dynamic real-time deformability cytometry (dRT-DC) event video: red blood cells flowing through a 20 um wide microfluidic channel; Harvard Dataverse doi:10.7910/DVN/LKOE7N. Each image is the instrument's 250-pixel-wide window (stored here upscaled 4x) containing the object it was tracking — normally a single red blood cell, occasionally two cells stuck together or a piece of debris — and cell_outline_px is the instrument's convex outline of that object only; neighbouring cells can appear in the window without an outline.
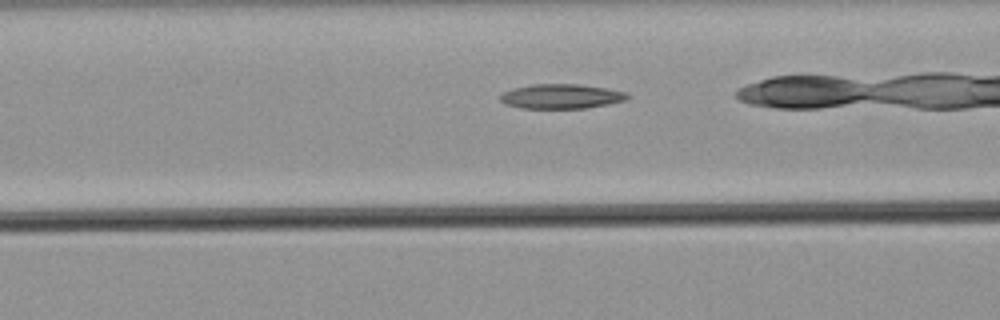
{"species": "common noctule bat (a hibernating species)", "species_latin": "Nyctalus noctula", "temperature_condition": "warm", "stored_images_in_passage": 29, "camera_frame_rate_fps": 3000, "um_per_image_px": 0.085, "animal": {"sex": "male", "body_mass_g": 21.5, "forearm_length_mm": 52.0}, "frame": {"image": 1, "passage_image": 10, "time_ms": 3.0, "image_size_px": [1000, 320], "cell_outline_px": [[632, 96], [624, 100], [608, 104], [588, 108], [520, 108], [504, 104], [500, 100], [500, 92], [512, 88], [532, 84], [580, 84], [608, 88], [624, 92]], "centroid_in_image_um": [47.67, 8.18], "position_along_channel_um": 118.9, "area_um2": 18.44}}
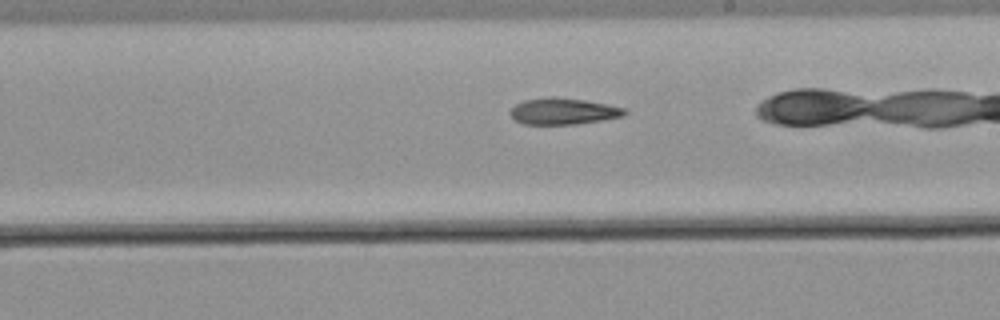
{"frame": {"image": 2, "passage_image": 19, "time_ms": 6.0, "image_size_px": [1000, 320], "cell_outline_px": [[628, 112], [624, 116], [576, 124], [524, 124], [516, 120], [508, 112], [516, 104], [524, 100], [548, 96], [556, 96], [584, 100], [608, 104], [624, 108]], "centroid_in_image_um": [47.87, 9.44], "position_along_channel_um": 241.1, "area_um2": 17.63}}
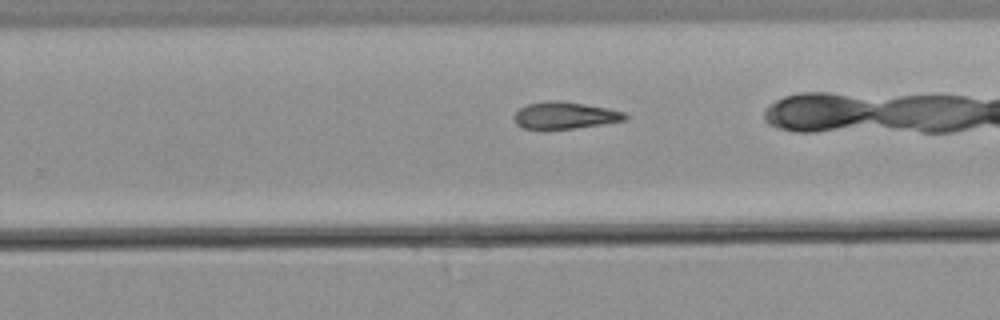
{"frame": {"image": 3, "passage_image": 22, "time_ms": 7.0, "image_size_px": [1000, 320], "cell_outline_px": [[628, 116], [624, 120], [604, 124], [576, 128], [544, 132], [524, 128], [516, 124], [512, 116], [520, 108], [528, 104], [548, 100], [560, 100], [608, 108], [624, 112]], "centroid_in_image_um": [47.95, 9.84], "position_along_channel_um": 281.8, "area_um2": 18.03}}